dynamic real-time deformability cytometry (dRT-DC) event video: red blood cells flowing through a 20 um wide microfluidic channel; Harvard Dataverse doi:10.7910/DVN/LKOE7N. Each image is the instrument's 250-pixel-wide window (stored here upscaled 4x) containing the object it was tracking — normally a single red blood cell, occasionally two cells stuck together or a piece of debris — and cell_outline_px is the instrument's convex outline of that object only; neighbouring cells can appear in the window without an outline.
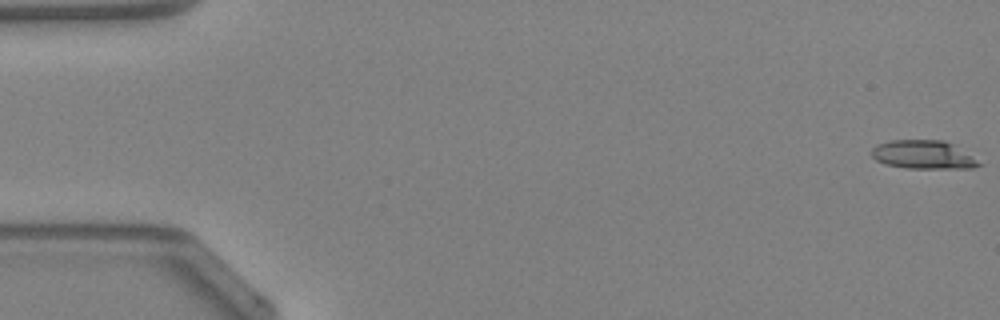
{"species": "Egyptian fruit bat (a non-hibernating species)", "species_latin": "Rousettus aegyptiacus", "temperature_condition": "warm", "stored_images_in_passage": 48, "camera_frame_rate_fps": 3000, "um_per_image_px": 0.085, "animal": {"sex": "female"}, "frame": {"image": 1, "passage_image": 1, "time_ms": 0.0, "image_size_px": [1000, 320], "cell_outline_px": [[984, 164], [972, 168], [908, 168], [884, 164], [876, 160], [872, 156], [872, 148], [876, 144], [892, 140], [944, 140], [952, 144]], "centroid_in_image_um": [78.46, 13.15], "position_along_channel_um": 6.5, "area_um2": 17.74}}
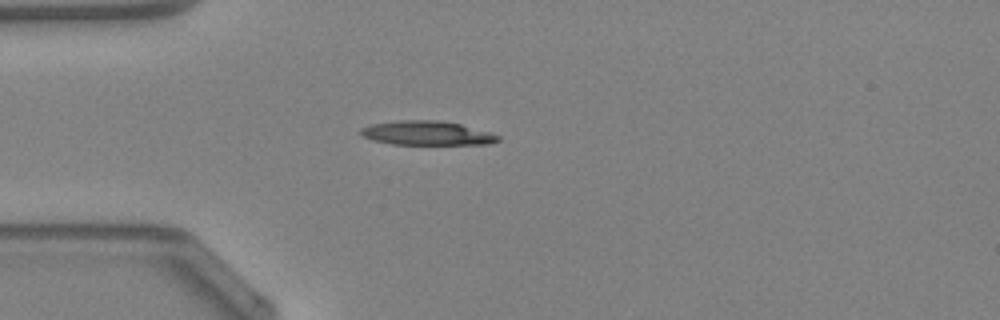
{"frame": {"image": 2, "passage_image": 14, "time_ms": 4.333, "image_size_px": [1000, 320], "cell_outline_px": [[500, 140], [488, 144], [392, 144], [372, 140], [364, 136], [360, 132], [360, 128], [372, 124], [396, 120], [440, 120], [460, 124], [492, 132], [500, 136]], "centroid_in_image_um": [36.31, 11.31], "position_along_channel_um": 48.7, "area_um2": 19.36}}
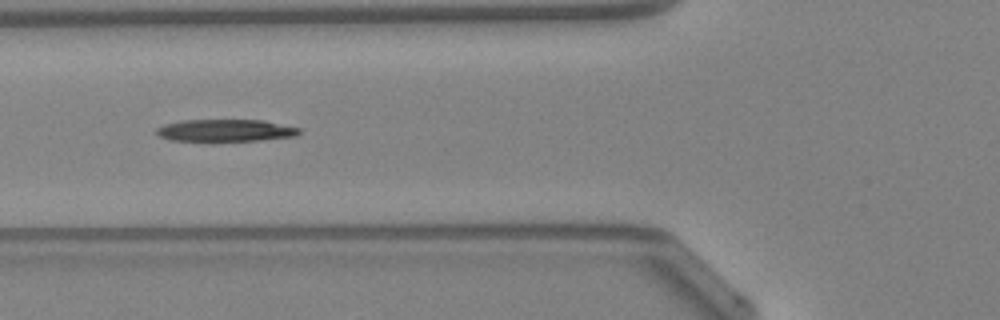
{"frame": {"image": 3, "passage_image": 19, "time_ms": 6.0, "image_size_px": [1000, 320], "cell_outline_px": [[300, 132], [296, 136], [260, 140], [212, 144], [208, 144], [172, 140], [160, 136], [156, 132], [156, 128], [164, 124], [184, 120], [264, 120], [300, 128]], "centroid_in_image_um": [19.12, 11.13], "position_along_channel_um": 106.7, "area_um2": 19.42}}